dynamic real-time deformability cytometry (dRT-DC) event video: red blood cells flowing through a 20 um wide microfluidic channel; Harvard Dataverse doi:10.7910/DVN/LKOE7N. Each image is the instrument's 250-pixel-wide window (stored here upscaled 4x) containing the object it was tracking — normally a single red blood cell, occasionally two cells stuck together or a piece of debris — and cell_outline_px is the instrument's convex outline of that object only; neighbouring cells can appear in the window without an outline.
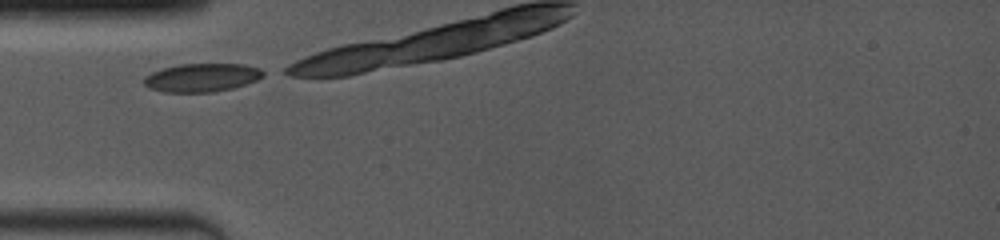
{"species": "common noctule bat (a hibernating species)", "species_latin": "Nyctalus noctula", "temperature_condition": "room temperature", "stored_images_in_passage": 4, "camera_frame_rate_fps": 4000, "um_per_image_px": 0.085, "animal": {"sex": "female", "body_mass_g": 19.0, "forearm_length_mm": 53.3}, "frame": {"image": 1, "passage_image": 1, "time_ms": 0.0, "image_size_px": [1000, 240], "cell_outline_px": [[268, 72], [264, 76], [256, 80], [232, 88], [212, 92], [164, 92], [148, 88], [144, 84], [144, 76], [160, 68], [180, 64], [244, 64], [260, 68]], "centroid_in_image_um": [17.16, 6.58], "position_along_channel_um": 67.8, "area_um2": 19.88}}